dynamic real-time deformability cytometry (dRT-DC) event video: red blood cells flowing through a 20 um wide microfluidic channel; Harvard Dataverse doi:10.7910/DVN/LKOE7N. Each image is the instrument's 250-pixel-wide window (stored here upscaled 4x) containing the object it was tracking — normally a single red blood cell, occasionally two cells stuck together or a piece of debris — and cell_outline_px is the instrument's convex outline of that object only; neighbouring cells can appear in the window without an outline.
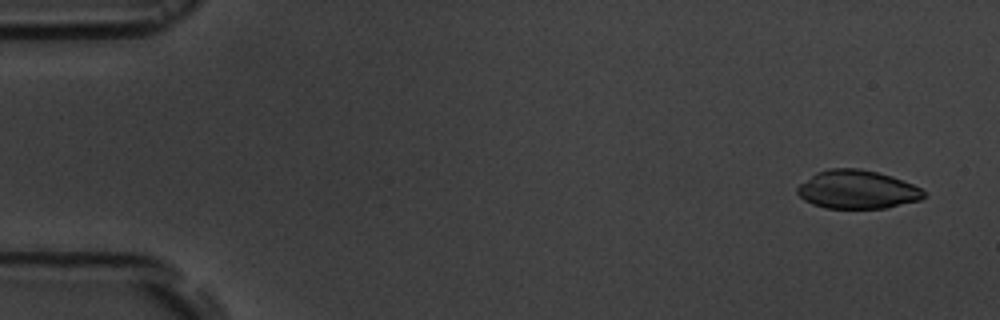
{"species": "common noctule bat (a hibernating species)", "species_latin": "Nyctalus noctula", "temperature_condition": "room temperature", "stored_images_in_passage": 5, "camera_frame_rate_fps": 3000, "um_per_image_px": 0.085, "animal": {"sex": "male", "body_mass_g": 19.5, "forearm_length_mm": 54.6}, "frame": {"image": 1, "passage_image": 1, "time_ms": 0.0, "image_size_px": [1000, 320], "cell_outline_px": [[924, 196], [920, 200], [884, 208], [824, 208], [812, 204], [804, 200], [796, 192], [796, 188], [800, 184], [816, 172], [828, 168], [860, 168], [892, 176], [912, 184], [920, 188], [924, 192]], "centroid_in_image_um": [72.83, 16.11], "position_along_channel_um": 12.2, "area_um2": 28.26}}